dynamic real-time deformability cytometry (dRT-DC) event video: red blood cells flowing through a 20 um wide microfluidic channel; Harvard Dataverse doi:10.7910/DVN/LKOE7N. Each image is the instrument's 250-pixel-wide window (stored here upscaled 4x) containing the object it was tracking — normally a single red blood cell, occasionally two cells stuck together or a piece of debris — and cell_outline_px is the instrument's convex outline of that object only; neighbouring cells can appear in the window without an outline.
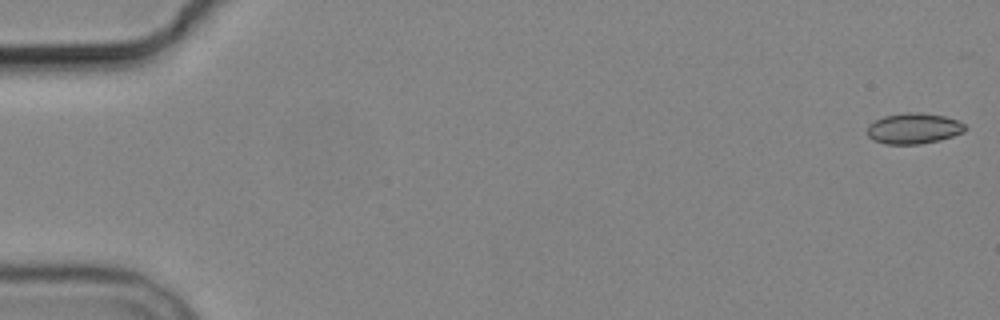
{"species": "common noctule bat (a hibernating species)", "species_latin": "Nyctalus noctula", "temperature_condition": "cold", "stored_images_in_passage": 7, "camera_frame_rate_fps": 3000, "um_per_image_px": 0.085, "animal": {"sex": "male", "body_mass_g": 19.2, "forearm_length_mm": 51.8}, "frame": {"image": 1, "passage_image": 1, "time_ms": 0.0, "image_size_px": [1000, 320], "cell_outline_px": [[968, 128], [964, 132], [940, 140], [920, 144], [884, 144], [872, 140], [868, 136], [868, 128], [876, 120], [884, 116], [908, 112], [920, 112], [944, 116], [956, 120], [964, 124]], "centroid_in_image_um": [77.69, 10.93], "position_along_channel_um": 7.3, "area_um2": 17.46}}
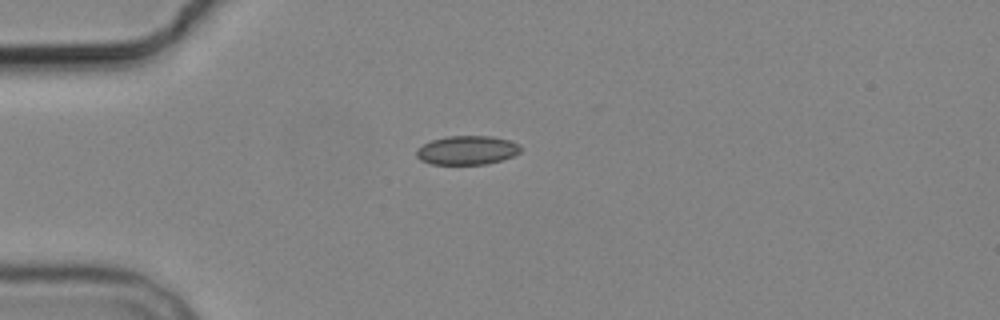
{"frame": {"image": 2, "passage_image": 5, "time_ms": 4.667, "image_size_px": [1000, 320], "cell_outline_px": [[520, 152], [512, 156], [500, 160], [484, 164], [432, 164], [420, 160], [416, 156], [416, 148], [432, 140], [448, 136], [492, 136], [508, 140], [520, 144]], "centroid_in_image_um": [39.68, 12.76], "position_along_channel_um": 45.3, "area_um2": 17.46}}